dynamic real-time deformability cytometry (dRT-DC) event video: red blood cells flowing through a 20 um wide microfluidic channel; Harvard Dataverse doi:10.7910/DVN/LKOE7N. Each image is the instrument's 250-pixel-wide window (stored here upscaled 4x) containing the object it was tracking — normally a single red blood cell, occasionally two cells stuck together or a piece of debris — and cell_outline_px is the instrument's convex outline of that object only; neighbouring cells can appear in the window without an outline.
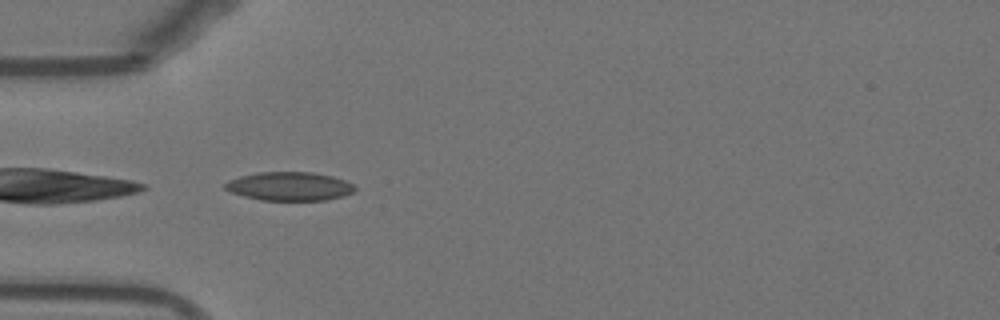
{"species": "Egyptian fruit bat (a non-hibernating species)", "species_latin": "Rousettus aegyptiacus", "temperature_condition": "warm", "stored_images_in_passage": 38, "camera_frame_rate_fps": 3000, "um_per_image_px": 0.085, "animal": {"sex": "female"}, "frame": {"image": 1, "passage_image": 1, "time_ms": 0.0, "image_size_px": [1000, 320], "cell_outline_px": [[356, 188], [352, 192], [344, 196], [328, 200], [260, 200], [244, 196], [232, 192], [224, 188], [224, 184], [228, 180], [240, 176], [260, 172], [312, 172], [332, 176], [344, 180], [352, 184]], "centroid_in_image_um": [24.6, 15.83], "position_along_channel_um": 60.4, "area_um2": 21.62}}
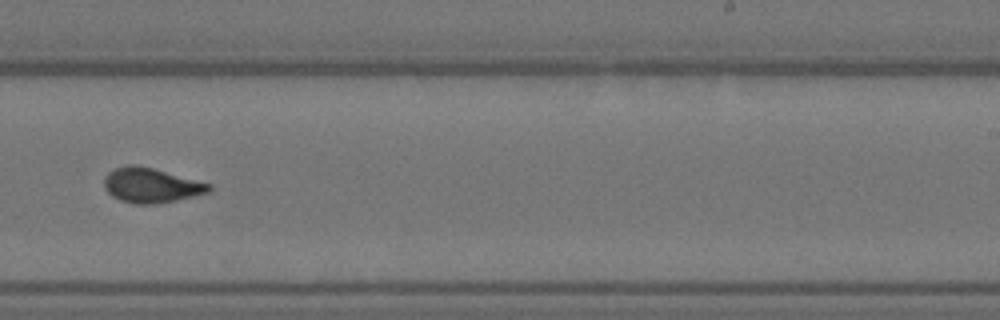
{"frame": {"image": 2, "passage_image": 18, "time_ms": 5.667, "image_size_px": [1000, 320], "cell_outline_px": [[212, 188], [208, 192], [176, 200], [156, 204], [136, 204], [120, 200], [112, 196], [108, 192], [104, 184], [104, 176], [108, 172], [116, 168], [128, 164], [136, 164], [152, 168], [212, 184]], "centroid_in_image_um": [12.82, 15.75], "position_along_channel_um": 276.2, "area_um2": 21.1}}
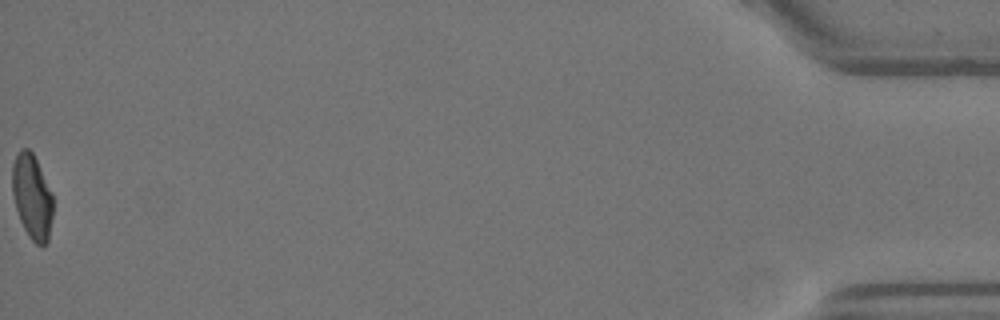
{"frame": {"image": 3, "passage_image": 38, "time_ms": 12.333, "image_size_px": [1000, 320], "cell_outline_px": [[52, 216], [48, 240], [44, 248], [36, 244], [28, 236], [20, 220], [16, 208], [12, 192], [12, 164], [20, 148], [28, 148], [32, 152], [52, 192]], "centroid_in_image_um": [2.72, 16.73], "position_along_channel_um": 432.5, "area_um2": 20.11}, "authors_computed_cell_mechanics": {"area_um2": 20.2589, "velocity_mm_per_s": 3.8396, "shape_relaxation_time_tau1_ms": null, "shape_relaxation_time_tau2_ms": 0.9118, "deformation_change_tau1": null, "deformation_change_tau2": 0.0566}}